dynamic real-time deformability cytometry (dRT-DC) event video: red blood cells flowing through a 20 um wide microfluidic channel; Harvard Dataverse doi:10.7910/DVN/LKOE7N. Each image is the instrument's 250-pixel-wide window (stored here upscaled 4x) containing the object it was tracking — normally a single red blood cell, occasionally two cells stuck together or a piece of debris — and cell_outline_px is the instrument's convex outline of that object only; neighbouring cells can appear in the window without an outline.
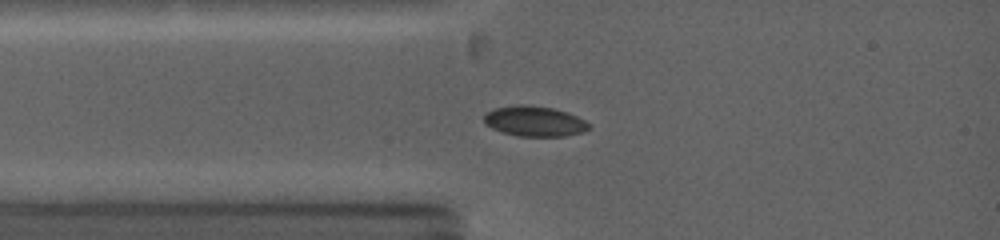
{"species": "common noctule bat (a hibernating species)", "species_latin": "Nyctalus noctula", "temperature_condition": "warm", "stored_images_in_passage": 5, "camera_frame_rate_fps": 5000, "um_per_image_px": 0.085, "animal": {"sex": "female", "body_mass_g": 19.0, "forearm_length_mm": 53.3}, "frame": {"image": 1, "passage_image": 4, "time_ms": 1.6, "image_size_px": [1000, 240], "cell_outline_px": [[588, 128], [584, 132], [564, 136], [520, 136], [504, 132], [492, 128], [484, 124], [484, 116], [488, 112], [496, 108], [516, 104], [528, 104], [552, 108], [568, 112], [584, 120], [588, 124]], "centroid_in_image_um": [45.42, 10.29], "position_along_channel_um": 39.6, "area_um2": 18.38}}